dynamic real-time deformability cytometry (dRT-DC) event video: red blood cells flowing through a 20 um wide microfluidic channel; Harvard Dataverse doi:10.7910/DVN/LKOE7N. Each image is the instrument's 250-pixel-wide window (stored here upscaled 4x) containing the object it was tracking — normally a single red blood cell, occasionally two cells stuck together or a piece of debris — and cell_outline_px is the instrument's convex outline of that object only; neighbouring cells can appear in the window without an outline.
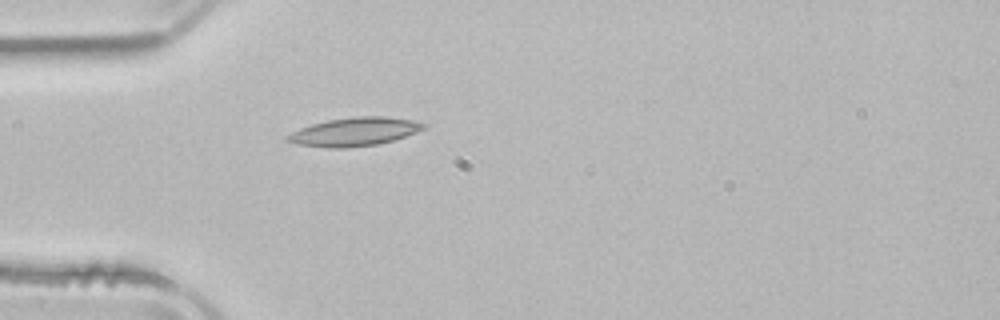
{"species": "common noctule bat (a hibernating species)", "species_latin": "Nyctalus noctula", "temperature_condition": "room temperature", "stored_images_in_passage": 4, "camera_frame_rate_fps": 3000, "um_per_image_px": 0.085, "animal": {"sex": "male", "body_mass_g": 21.5, "forearm_length_mm": 52.0}, "frame": {"image": 1, "passage_image": 4, "time_ms": 4.667, "image_size_px": [1000, 320], "cell_outline_px": [[428, 128], [392, 140], [376, 144], [344, 148], [328, 148], [296, 144], [284, 140], [284, 136], [300, 128], [312, 124], [328, 120], [356, 116], [388, 116], [412, 120], [428, 124]], "centroid_in_image_um": [30.12, 11.19], "position_along_channel_um": 54.9, "area_um2": 22.66}}